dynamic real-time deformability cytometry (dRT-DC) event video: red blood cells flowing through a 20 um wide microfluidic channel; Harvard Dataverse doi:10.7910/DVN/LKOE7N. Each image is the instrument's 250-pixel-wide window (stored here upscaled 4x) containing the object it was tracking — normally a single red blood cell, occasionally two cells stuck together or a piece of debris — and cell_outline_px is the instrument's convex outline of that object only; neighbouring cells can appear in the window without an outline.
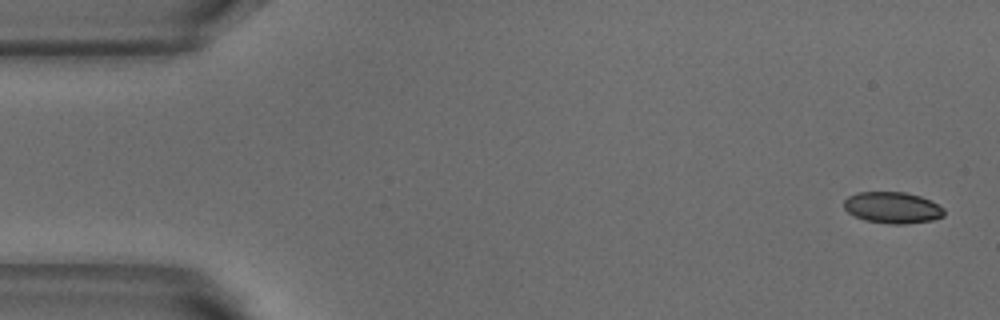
{"species": "common noctule bat (a hibernating species)", "species_latin": "Nyctalus noctula", "temperature_condition": "warm", "stored_images_in_passage": 4, "camera_frame_rate_fps": 3000, "um_per_image_px": 0.085, "animal": {"sex": "male", "body_mass_g": 18.8}, "frame": {"image": 1, "passage_image": 1, "time_ms": 0.0, "image_size_px": [1000, 320], "cell_outline_px": [[944, 216], [932, 220], [904, 224], [888, 224], [864, 220], [848, 212], [844, 208], [844, 200], [848, 196], [856, 192], [904, 192], [920, 196], [944, 208]], "centroid_in_image_um": [75.84, 17.65], "position_along_channel_um": 9.2, "area_um2": 18.26}}
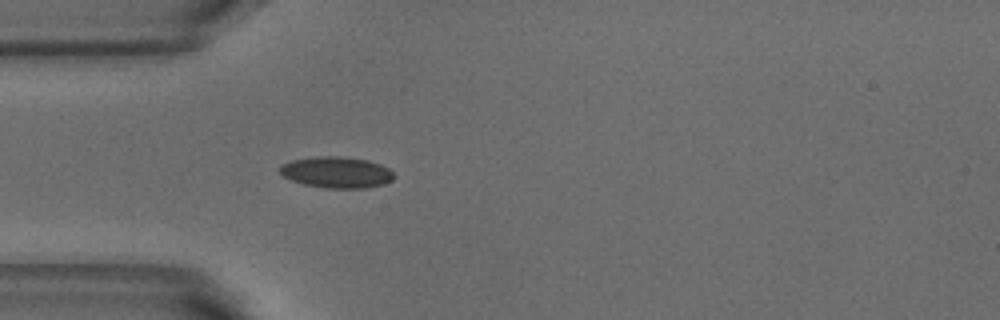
{"frame": {"image": 2, "passage_image": 4, "time_ms": 1.0, "image_size_px": [1000, 320], "cell_outline_px": [[396, 176], [392, 180], [384, 184], [364, 188], [324, 188], [304, 184], [292, 180], [284, 176], [280, 172], [280, 164], [292, 160], [316, 156], [340, 156], [368, 160], [380, 164], [388, 168]], "centroid_in_image_um": [28.62, 14.64], "position_along_channel_um": 56.4, "area_um2": 20.81}}